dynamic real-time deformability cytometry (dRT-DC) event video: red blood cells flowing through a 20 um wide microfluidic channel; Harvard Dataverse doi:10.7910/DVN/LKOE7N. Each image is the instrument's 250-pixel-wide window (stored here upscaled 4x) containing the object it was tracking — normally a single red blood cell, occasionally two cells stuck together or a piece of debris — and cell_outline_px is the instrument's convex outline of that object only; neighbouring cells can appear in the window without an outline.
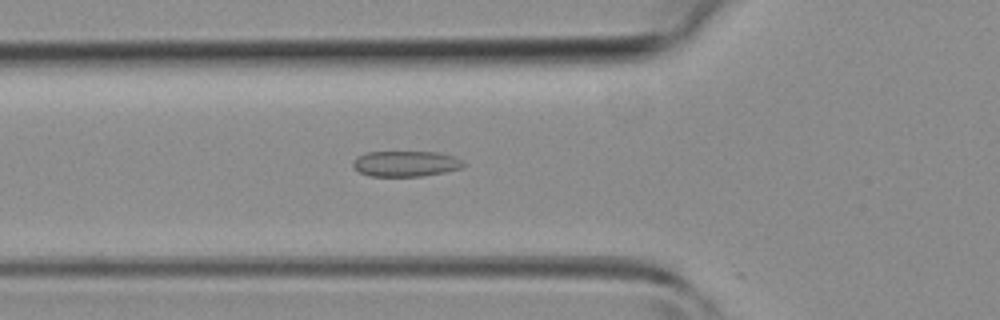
{"species": "common noctule bat (a hibernating species)", "species_latin": "Nyctalus noctula", "temperature_condition": "room temperature", "stored_images_in_passage": 41, "camera_frame_rate_fps": 3000, "um_per_image_px": 0.085, "animal": {"sex": "female", "body_mass_g": 19.3, "forearm_length_mm": 54.1}, "frame": {"image": 1, "passage_image": 12, "time_ms": 3.667, "image_size_px": [1000, 320], "cell_outline_px": [[468, 164], [460, 168], [444, 172], [424, 176], [368, 176], [352, 168], [352, 164], [360, 156], [368, 152], [436, 152], [452, 156]], "centroid_in_image_um": [34.49, 13.92], "position_along_channel_um": 91.3, "area_um2": 16.36}}
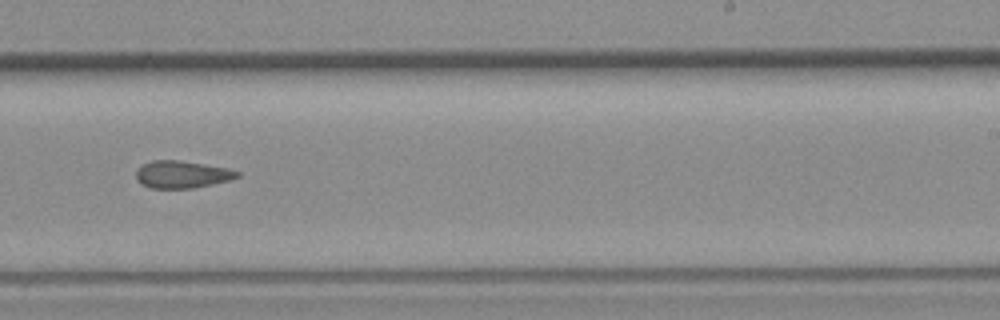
{"frame": {"image": 2, "passage_image": 24, "time_ms": 7.667, "image_size_px": [1000, 320], "cell_outline_px": [[240, 176], [228, 180], [212, 184], [192, 188], [152, 188], [140, 184], [136, 180], [136, 172], [144, 164], [152, 160], [180, 160], [228, 168], [240, 172]], "centroid_in_image_um": [15.46, 14.82], "position_along_channel_um": 273.5, "area_um2": 16.01}}
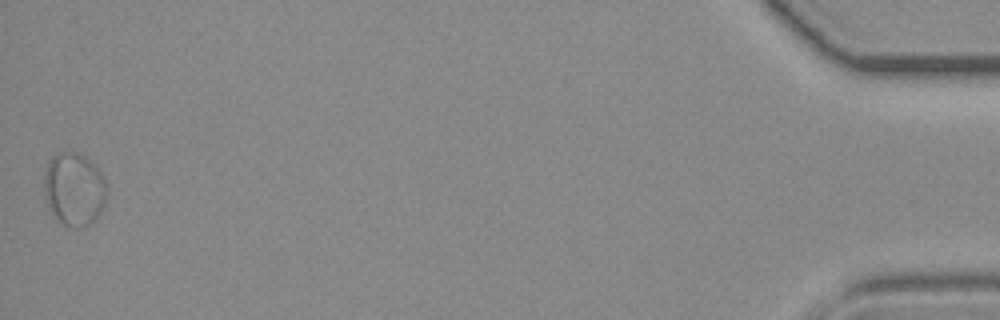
{"frame": {"image": 3, "passage_image": 41, "time_ms": 13.333, "image_size_px": [1000, 320], "cell_outline_px": [[108, 196], [96, 220], [80, 228], [72, 228], [56, 220], [48, 208], [44, 188], [44, 172], [52, 156], [56, 152], [76, 152], [84, 156], [100, 172], [108, 188]], "centroid_in_image_um": [6.3, 16.11], "position_along_channel_um": 428.9, "area_um2": 26.93}}